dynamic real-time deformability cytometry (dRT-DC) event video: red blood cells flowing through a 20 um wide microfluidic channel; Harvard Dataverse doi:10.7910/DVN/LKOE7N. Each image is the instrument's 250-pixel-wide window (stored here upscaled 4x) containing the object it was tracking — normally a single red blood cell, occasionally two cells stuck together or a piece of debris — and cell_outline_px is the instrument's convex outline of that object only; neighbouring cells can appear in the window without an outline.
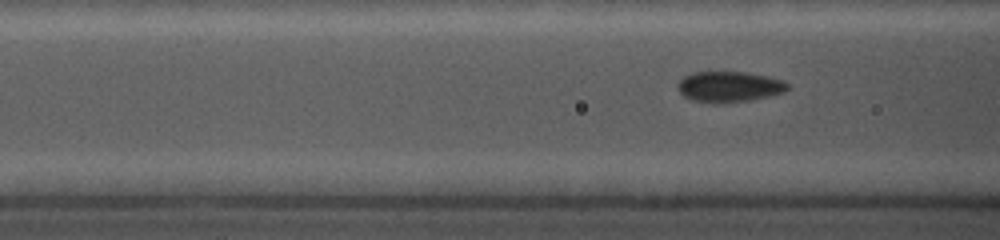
{"species": "common noctule bat (a hibernating species)", "species_latin": "Nyctalus noctula", "temperature_condition": "cold", "stored_images_in_passage": 36, "camera_frame_rate_fps": 5000, "um_per_image_px": 0.085, "animal": {"sex": "female", "body_mass_g": 19.0, "forearm_length_mm": 56.7}, "frame": {"image": 1, "passage_image": 7, "time_ms": 1.6, "image_size_px": [1000, 240], "cell_outline_px": [[788, 88], [784, 92], [768, 96], [748, 100], [716, 104], [712, 104], [692, 100], [684, 96], [680, 92], [680, 80], [684, 76], [692, 72], [748, 72], [768, 76], [784, 80], [788, 84]], "centroid_in_image_um": [62.0, 7.37], "position_along_channel_um": 104.6, "area_um2": 19.59}}
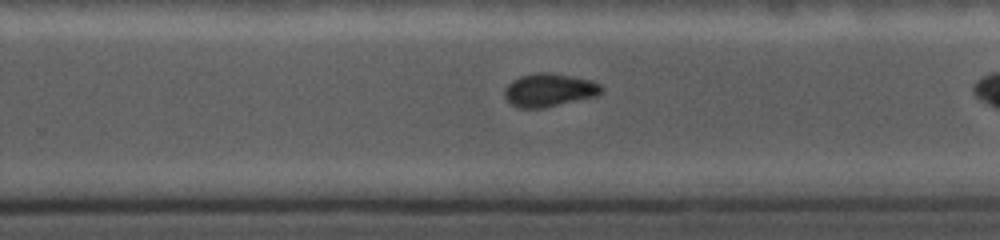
{"frame": {"image": 2, "passage_image": 26, "time_ms": 6.4, "image_size_px": [1000, 240], "cell_outline_px": [[604, 88], [596, 96], [544, 108], [520, 108], [512, 104], [504, 96], [504, 88], [512, 80], [520, 76], [540, 72], [548, 72], [572, 76], [592, 80], [600, 84]], "centroid_in_image_um": [46.67, 7.65], "position_along_channel_um": 283.1, "area_um2": 18.73}}
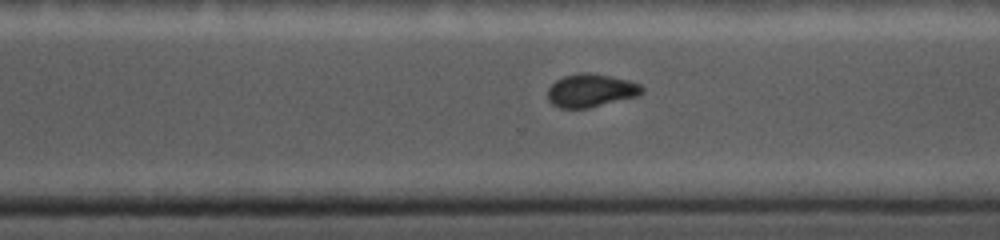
{"frame": {"image": 3, "passage_image": 30, "time_ms": 7.4, "image_size_px": [1000, 240], "cell_outline_px": [[644, 92], [636, 96], [588, 108], [560, 108], [552, 104], [548, 100], [548, 88], [556, 80], [564, 76], [584, 72], [588, 72], [612, 76], [628, 80], [640, 84], [644, 88]], "centroid_in_image_um": [50.22, 7.68], "position_along_channel_um": 320.4, "area_um2": 18.15}}